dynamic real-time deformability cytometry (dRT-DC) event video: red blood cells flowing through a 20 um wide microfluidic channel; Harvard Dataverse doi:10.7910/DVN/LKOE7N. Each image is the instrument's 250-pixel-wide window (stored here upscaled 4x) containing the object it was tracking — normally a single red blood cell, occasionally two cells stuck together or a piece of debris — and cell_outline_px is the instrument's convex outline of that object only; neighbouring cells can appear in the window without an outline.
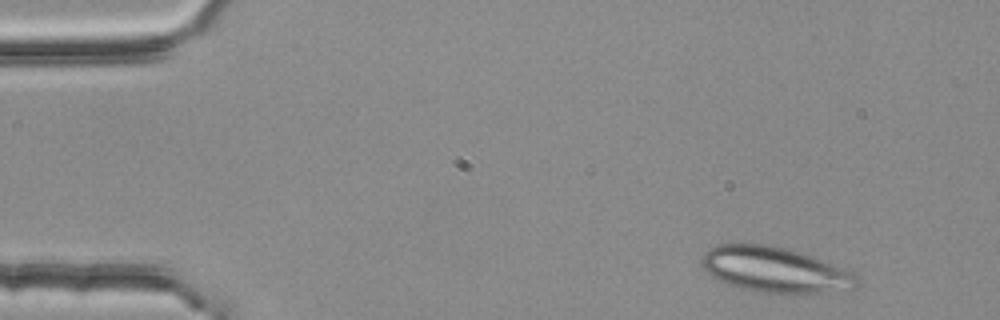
{"species": "common noctule bat (a hibernating species)", "species_latin": "Nyctalus noctula", "temperature_condition": "room temperature", "stored_images_in_passage": 3, "camera_frame_rate_fps": 3000, "um_per_image_px": 0.085, "animal": {"sex": "female", "body_mass_g": 25.1}, "frame": {"image": 1, "passage_image": 1, "time_ms": 0.0, "image_size_px": [1000, 320], "cell_outline_px": [[856, 280], [852, 288], [816, 292], [760, 292], [740, 288], [724, 284], [712, 276], [700, 264], [700, 260], [704, 252], [708, 248], [716, 244], [772, 244], [788, 248], [800, 252], [832, 264], [852, 272], [856, 276]], "centroid_in_image_um": [65.73, 22.89], "position_along_channel_um": 19.3, "area_um2": 40.46}}